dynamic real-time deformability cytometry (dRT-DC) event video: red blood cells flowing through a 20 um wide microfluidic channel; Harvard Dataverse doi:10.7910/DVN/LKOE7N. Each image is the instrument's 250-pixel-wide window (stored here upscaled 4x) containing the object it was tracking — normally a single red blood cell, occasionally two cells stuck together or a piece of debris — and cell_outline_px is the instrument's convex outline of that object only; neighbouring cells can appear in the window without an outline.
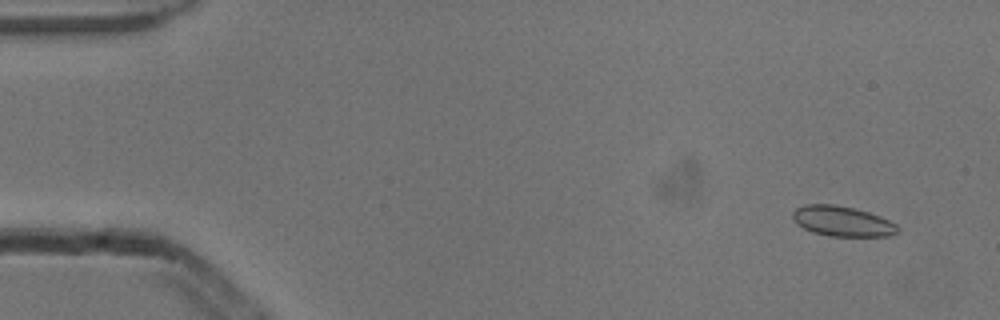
{"species": "common noctule bat (a hibernating species)", "species_latin": "Nyctalus noctula", "temperature_condition": "cold", "stored_images_in_passage": 38, "camera_frame_rate_fps": 3000, "um_per_image_px": 0.085, "animal": {"sex": "male", "body_mass_g": 13.3}, "frame": {"image": 1, "passage_image": 4, "time_ms": 1.0, "image_size_px": [1000, 320], "cell_outline_px": [[900, 232], [888, 236], [828, 236], [812, 232], [796, 224], [792, 216], [792, 212], [796, 208], [804, 204], [836, 204], [856, 208], [880, 216], [896, 224], [900, 228]], "centroid_in_image_um": [71.59, 18.8], "position_along_channel_um": 13.4, "area_um2": 18.73}}
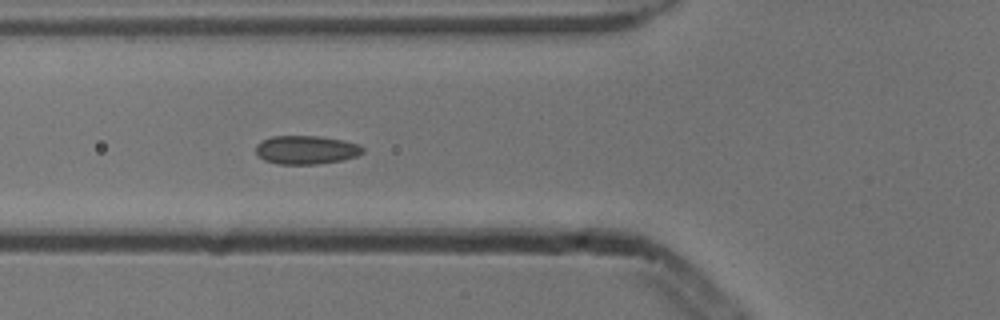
{"frame": {"image": 2, "passage_image": 20, "time_ms": 6.333, "image_size_px": [1000, 320], "cell_outline_px": [[364, 152], [356, 156], [340, 160], [316, 164], [280, 164], [264, 160], [256, 152], [256, 144], [272, 136], [320, 136], [344, 140], [360, 144], [364, 148]], "centroid_in_image_um": [26.05, 12.73], "position_along_channel_um": 99.7, "area_um2": 17.74}}
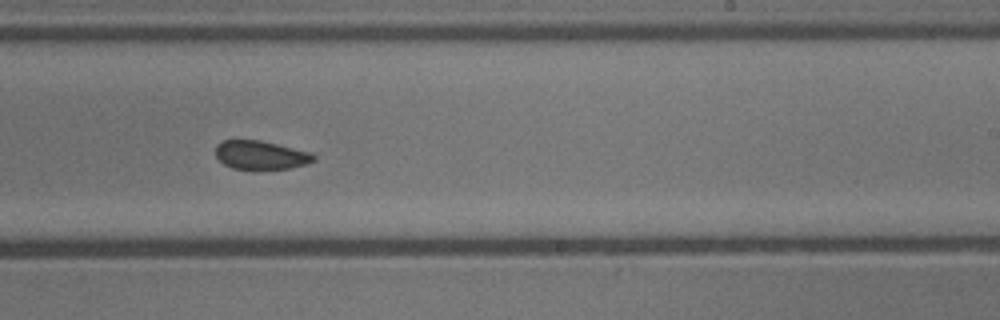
{"frame": {"image": 3, "passage_image": 33, "time_ms": 10.667, "image_size_px": [1000, 320], "cell_outline_px": [[316, 160], [292, 168], [232, 168], [224, 164], [216, 156], [216, 144], [220, 140], [260, 140], [312, 152], [316, 156]], "centroid_in_image_um": [22.17, 13.15], "position_along_channel_um": 266.8, "area_um2": 16.24}, "authors_computed_cell_mechanics": {"area_um2": 17.8891, "velocity_mm_per_s": 3.8447, "shape_relaxation_time_tau1_ms": null, "shape_relaxation_time_tau2_ms": 1.4769, "deformation_change_tau1": null, "deformation_change_tau2": 0.0585}}